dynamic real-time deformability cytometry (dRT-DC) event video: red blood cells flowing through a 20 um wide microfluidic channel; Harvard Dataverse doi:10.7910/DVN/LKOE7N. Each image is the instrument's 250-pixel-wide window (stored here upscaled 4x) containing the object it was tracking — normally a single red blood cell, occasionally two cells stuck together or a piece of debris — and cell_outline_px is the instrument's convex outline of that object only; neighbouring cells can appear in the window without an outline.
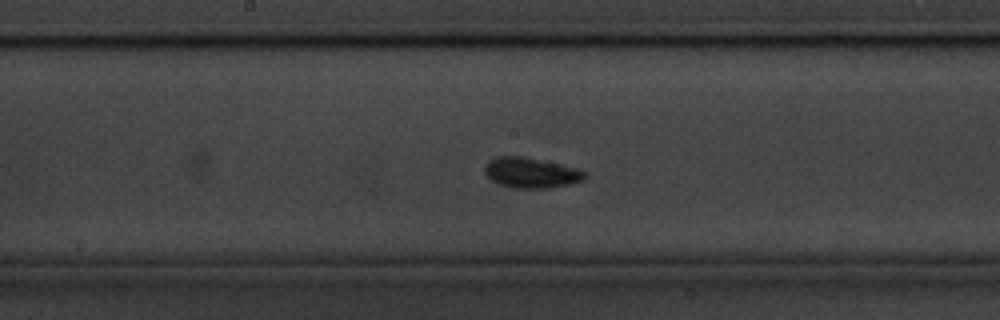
{"species": "common noctule bat (a hibernating species)", "species_latin": "Nyctalus noctula", "temperature_condition": "cold", "stored_images_in_passage": 23, "camera_frame_rate_fps": 3000, "um_per_image_px": 0.085, "animal": {"sex": "male", "body_mass_g": 20.1, "forearm_length_mm": 53.5}, "frame": {"image": 1, "passage_image": 14, "time_ms": 4.333, "image_size_px": [1000, 320], "cell_outline_px": [[584, 176], [580, 180], [568, 184], [552, 188], [516, 188], [496, 184], [484, 172], [484, 168], [496, 156], [520, 156], [544, 160], [576, 168], [584, 172]], "centroid_in_image_um": [45.09, 14.69], "position_along_channel_um": 203.1, "area_um2": 17.4}}
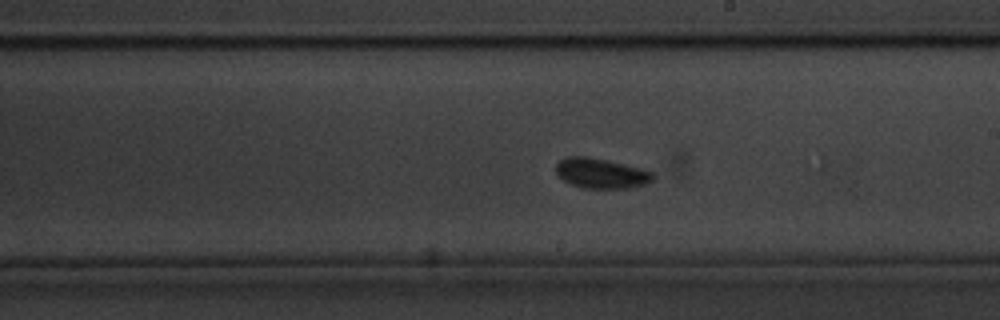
{"frame": {"image": 2, "passage_image": 17, "time_ms": 5.333, "image_size_px": [1000, 320], "cell_outline_px": [[656, 176], [648, 184], [628, 188], [584, 188], [572, 184], [564, 180], [556, 172], [556, 164], [560, 160], [568, 156], [584, 156], [608, 160], [640, 168], [652, 172]], "centroid_in_image_um": [51.12, 14.73], "position_along_channel_um": 237.9, "area_um2": 16.94}}